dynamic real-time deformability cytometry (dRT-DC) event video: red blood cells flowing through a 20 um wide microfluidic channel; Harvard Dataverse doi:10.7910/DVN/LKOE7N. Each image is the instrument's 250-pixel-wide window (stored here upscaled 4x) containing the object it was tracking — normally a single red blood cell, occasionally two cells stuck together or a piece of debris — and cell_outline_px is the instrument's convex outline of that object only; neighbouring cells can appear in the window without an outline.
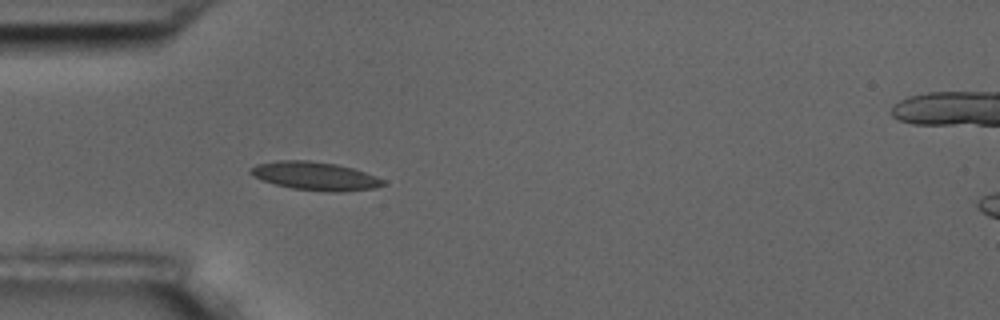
{"species": "common noctule bat (a hibernating species)", "species_latin": "Nyctalus noctula", "temperature_condition": "room temperature", "stored_images_in_passage": 4, "camera_frame_rate_fps": 3000, "um_per_image_px": 0.085, "animal": {"sex": "male", "body_mass_g": 17.5, "forearm_length_mm": 52.3}, "frame": {"image": 1, "passage_image": 4, "time_ms": 4.333, "image_size_px": [1000, 320], "cell_outline_px": [[388, 184], [376, 188], [344, 192], [328, 192], [292, 188], [276, 184], [252, 176], [248, 172], [248, 168], [256, 164], [280, 160], [308, 160], [336, 164], [352, 168], [376, 176], [384, 180]], "centroid_in_image_um": [26.8, 14.96], "position_along_channel_um": 58.2, "area_um2": 22.02}}